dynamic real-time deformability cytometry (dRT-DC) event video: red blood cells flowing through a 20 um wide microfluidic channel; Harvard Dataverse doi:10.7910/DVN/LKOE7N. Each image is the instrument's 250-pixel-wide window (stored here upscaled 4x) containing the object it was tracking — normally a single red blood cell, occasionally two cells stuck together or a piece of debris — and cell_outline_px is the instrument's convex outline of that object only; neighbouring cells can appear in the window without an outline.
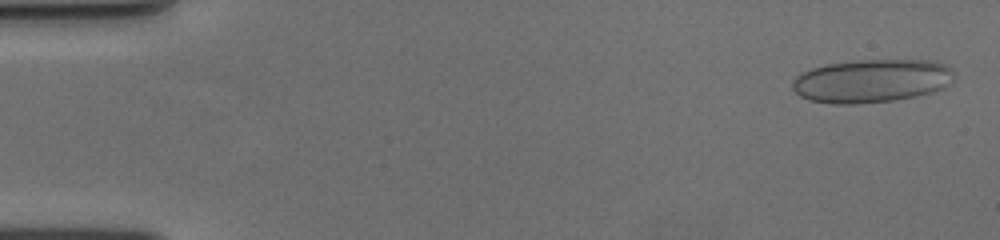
{"species": "human", "species_latin": "Homo sapiens", "temperature_condition": "cold", "stored_images_in_passage": 59, "camera_frame_rate_fps": 3000, "um_per_image_px": 0.085, "donor": {"sex": "female"}, "frame": {"image": 1, "passage_image": 2, "time_ms": 0.333, "image_size_px": [1000, 240], "cell_outline_px": [[952, 72], [944, 88], [932, 92], [892, 100], [856, 104], [836, 104], [808, 100], [800, 96], [792, 88], [792, 80], [800, 72], [812, 68], [828, 64], [860, 60], [928, 60], [940, 64], [948, 68]], "centroid_in_image_um": [73.97, 6.88], "position_along_channel_um": 11.0, "area_um2": 40.23}}
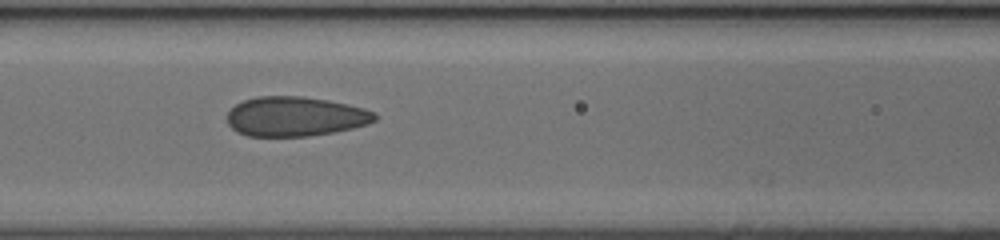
{"frame": {"image": 2, "passage_image": 26, "time_ms": 8.333, "image_size_px": [1000, 240], "cell_outline_px": [[376, 120], [368, 124], [352, 128], [332, 132], [308, 136], [248, 136], [236, 132], [228, 124], [228, 112], [236, 104], [244, 100], [256, 96], [304, 96], [328, 100], [348, 104], [364, 108], [376, 112]], "centroid_in_image_um": [25.1, 9.89], "position_along_channel_um": 141.5, "area_um2": 34.16}}
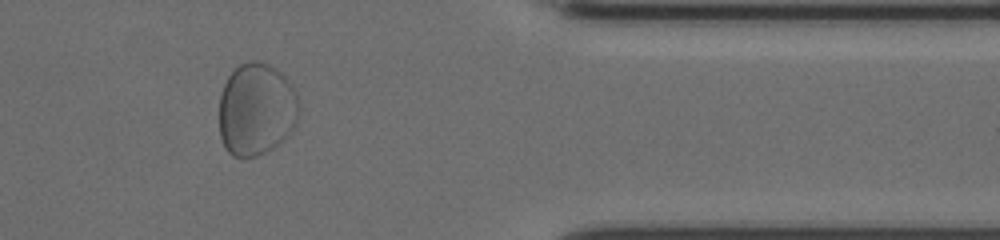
{"frame": {"image": 3, "passage_image": 49, "time_ms": 16.0, "image_size_px": [1000, 240], "cell_outline_px": [[300, 112], [296, 124], [292, 132], [284, 140], [272, 148], [256, 156], [232, 156], [224, 148], [220, 136], [220, 92], [228, 76], [240, 64], [248, 60], [256, 60], [268, 64], [280, 72], [288, 80], [296, 92], [300, 108]], "centroid_in_image_um": [21.8, 9.29], "position_along_channel_um": 389.6, "area_um2": 43.47}}